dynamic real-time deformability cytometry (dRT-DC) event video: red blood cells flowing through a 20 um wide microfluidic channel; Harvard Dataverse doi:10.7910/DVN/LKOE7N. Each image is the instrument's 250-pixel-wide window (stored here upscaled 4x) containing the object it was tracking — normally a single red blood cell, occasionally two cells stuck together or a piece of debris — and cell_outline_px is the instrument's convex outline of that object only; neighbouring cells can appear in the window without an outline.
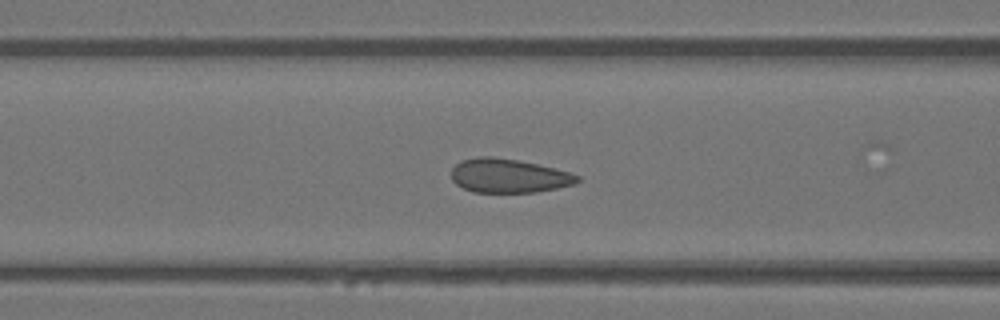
{"species": "Egyptian fruit bat (a non-hibernating species)", "species_latin": "Rousettus aegyptiacus", "temperature_condition": "warm", "stored_images_in_passage": 43, "camera_frame_rate_fps": 3000, "um_per_image_px": 0.085, "animal": {"sex": "female"}, "frame": {"image": 1, "passage_image": 13, "time_ms": 4.0, "image_size_px": [1000, 320], "cell_outline_px": [[580, 180], [576, 184], [536, 192], [472, 192], [456, 184], [452, 180], [452, 168], [460, 160], [476, 156], [492, 156], [516, 160], [556, 168], [580, 176]], "centroid_in_image_um": [43.22, 14.93], "position_along_channel_um": 123.4, "area_um2": 24.97}}
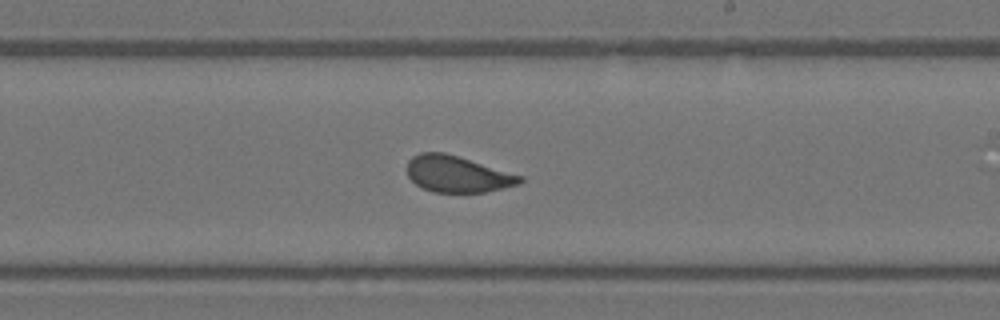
{"frame": {"image": 2, "passage_image": 22, "time_ms": 7.0, "image_size_px": [1000, 320], "cell_outline_px": [[524, 180], [520, 184], [484, 192], [432, 192], [416, 184], [408, 176], [408, 160], [412, 156], [420, 152], [444, 152], [524, 176]], "centroid_in_image_um": [38.88, 14.79], "position_along_channel_um": 250.1, "area_um2": 23.81}}
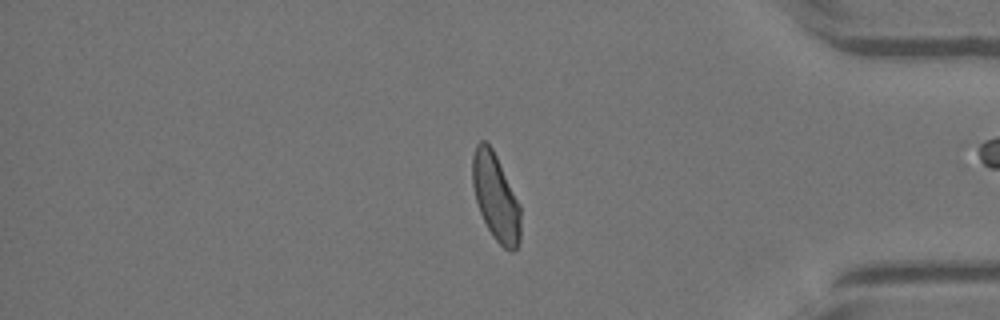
{"frame": {"image": 3, "passage_image": 34, "time_ms": 11.0, "image_size_px": [1000, 320], "cell_outline_px": [[520, 240], [516, 248], [512, 252], [504, 248], [492, 236], [480, 212], [476, 200], [472, 184], [472, 156], [476, 144], [480, 140], [484, 140], [492, 148], [520, 204]], "centroid_in_image_um": [42.13, 16.75], "position_along_channel_um": 393.1, "area_um2": 24.22}}